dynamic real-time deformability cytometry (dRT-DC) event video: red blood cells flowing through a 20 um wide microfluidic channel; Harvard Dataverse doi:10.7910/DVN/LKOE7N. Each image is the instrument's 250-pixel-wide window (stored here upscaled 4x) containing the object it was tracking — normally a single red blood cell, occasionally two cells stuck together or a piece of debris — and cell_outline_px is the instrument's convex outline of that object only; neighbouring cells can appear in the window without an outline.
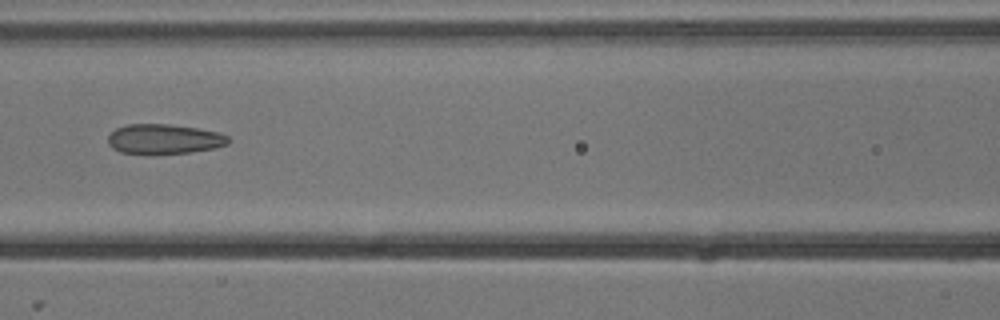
{"species": "common noctule bat (a hibernating species)", "species_latin": "Nyctalus noctula", "temperature_condition": "cold", "stored_images_in_passage": 6, "camera_frame_rate_fps": 3000, "um_per_image_px": 0.085, "animal": {"sex": "male", "body_mass_g": 13.3}, "frame": {"image": 1, "passage_image": 6, "time_ms": 1.667, "image_size_px": [1000, 320], "cell_outline_px": [[232, 140], [228, 144], [212, 148], [188, 152], [152, 156], [120, 152], [112, 148], [108, 144], [108, 136], [116, 128], [128, 124], [168, 124], [196, 128], [220, 132], [228, 136]], "centroid_in_image_um": [13.93, 11.84], "position_along_channel_um": 152.7, "area_um2": 21.39}}